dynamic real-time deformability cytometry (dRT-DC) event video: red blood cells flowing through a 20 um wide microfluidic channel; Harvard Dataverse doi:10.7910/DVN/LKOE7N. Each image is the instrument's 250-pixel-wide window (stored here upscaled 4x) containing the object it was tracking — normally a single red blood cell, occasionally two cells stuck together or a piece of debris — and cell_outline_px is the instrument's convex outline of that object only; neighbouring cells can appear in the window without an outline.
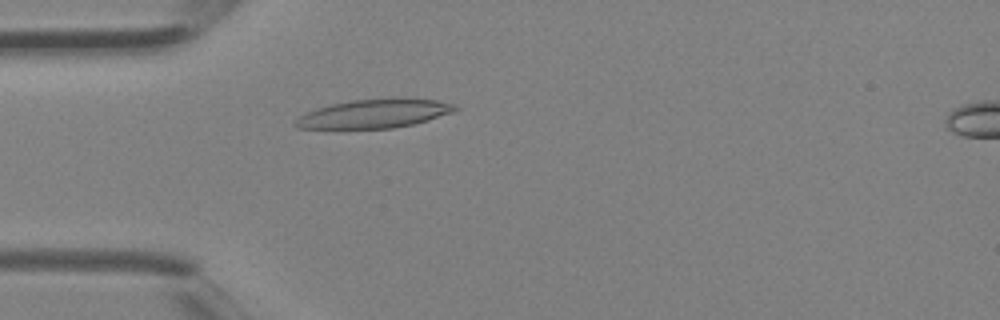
{"species": "Egyptian fruit bat (a non-hibernating species)", "species_latin": "Rousettus aegyptiacus", "temperature_condition": "room temperature", "stored_images_in_passage": 5, "camera_frame_rate_fps": 3000, "um_per_image_px": 0.085, "animal": {"sex": "female"}, "frame": {"image": 1, "passage_image": 4, "time_ms": 1.0, "image_size_px": [1000, 320], "cell_outline_px": [[460, 108], [452, 112], [428, 120], [412, 124], [392, 128], [296, 128], [292, 124], [304, 112], [316, 108], [332, 104], [352, 100], [392, 96], [408, 96], [436, 100], [452, 104]], "centroid_in_image_um": [31.83, 9.62], "position_along_channel_um": 53.2, "area_um2": 27.28}}